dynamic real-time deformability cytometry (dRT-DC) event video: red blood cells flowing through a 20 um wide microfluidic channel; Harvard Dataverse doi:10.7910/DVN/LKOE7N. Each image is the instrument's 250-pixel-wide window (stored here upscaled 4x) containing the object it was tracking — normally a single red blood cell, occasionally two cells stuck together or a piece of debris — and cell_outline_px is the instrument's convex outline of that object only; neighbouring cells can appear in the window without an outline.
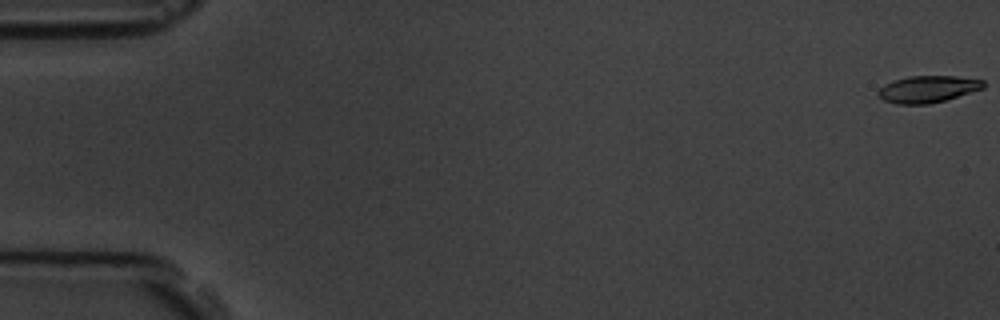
{"species": "common noctule bat (a hibernating species)", "species_latin": "Nyctalus noctula", "temperature_condition": "room temperature", "stored_images_in_passage": 5, "segment_of_instrument_passage": [2, 2], "camera_frame_rate_fps": 3000, "um_per_image_px": 0.085, "animal": {"sex": "male", "body_mass_g": 19.5, "forearm_length_mm": 54.6}, "frame": {"image": 1, "passage_image": 5, "time_ms": 5.667, "image_size_px": [1000, 320], "cell_outline_px": [[984, 88], [944, 100], [928, 104], [896, 104], [884, 100], [876, 92], [884, 84], [908, 76], [956, 76], [984, 80]], "centroid_in_image_um": [78.85, 7.57], "position_along_channel_um": 6.1, "area_um2": 16.3}}